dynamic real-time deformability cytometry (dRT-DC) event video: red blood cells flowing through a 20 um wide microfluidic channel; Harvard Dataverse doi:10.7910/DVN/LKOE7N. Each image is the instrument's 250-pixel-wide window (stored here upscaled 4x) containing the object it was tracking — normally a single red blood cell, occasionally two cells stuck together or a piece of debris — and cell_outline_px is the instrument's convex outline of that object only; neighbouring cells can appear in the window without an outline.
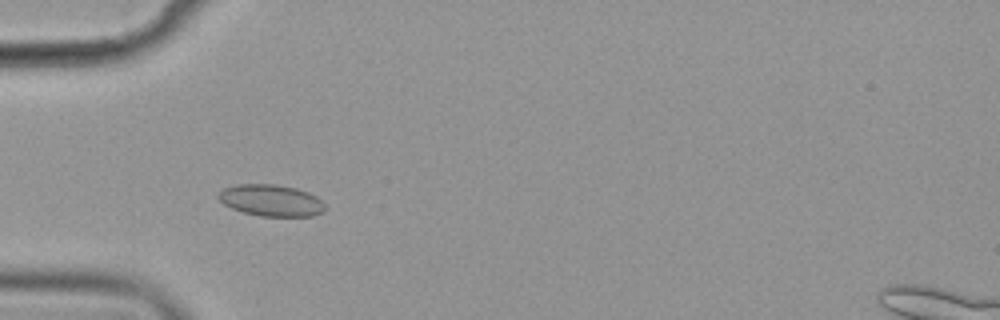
{"species": "common noctule bat (a hibernating species)", "species_latin": "Nyctalus noctula", "temperature_condition": "cold", "stored_images_in_passage": 41, "camera_frame_rate_fps": 3000, "um_per_image_px": 0.085, "animal": {"sex": "female", "body_mass_g": 19.9}, "frame": {"image": 1, "passage_image": 6, "time_ms": 1.667, "image_size_px": [1000, 320], "cell_outline_px": [[324, 212], [312, 216], [260, 216], [244, 212], [232, 208], [224, 204], [216, 196], [224, 188], [236, 184], [276, 184], [296, 188], [308, 192], [316, 196], [324, 204]], "centroid_in_image_um": [23.04, 17.03], "position_along_channel_um": 62.0, "area_um2": 19.59}}
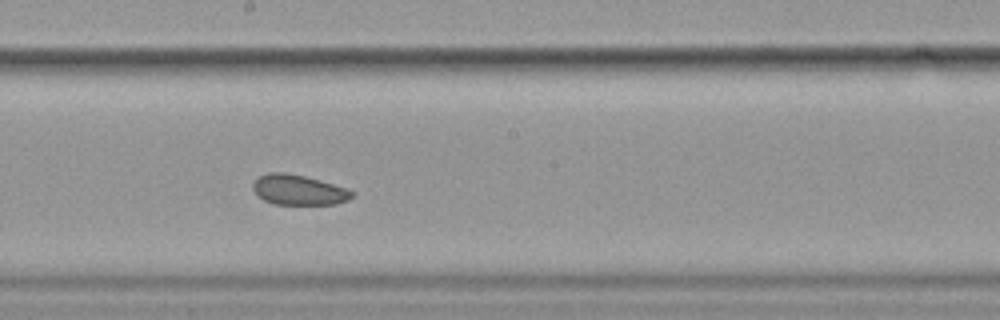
{"frame": {"image": 2, "passage_image": 20, "time_ms": 6.333, "image_size_px": [1000, 320], "cell_outline_px": [[356, 192], [348, 200], [332, 204], [272, 204], [256, 196], [252, 188], [252, 184], [260, 176], [268, 172], [284, 172], [304, 176], [320, 180], [348, 188]], "centroid_in_image_um": [25.36, 16.14], "position_along_channel_um": 222.8, "area_um2": 17.51}}
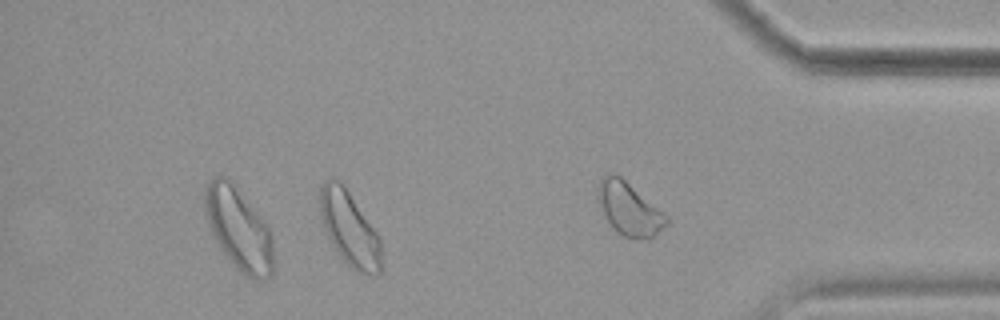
{"frame": {"image": 3, "passage_image": 34, "time_ms": 11.0, "image_size_px": [1000, 320], "cell_outline_px": [[380, 272], [376, 276], [372, 276], [356, 272], [336, 252], [324, 228], [320, 212], [320, 188], [324, 180], [332, 176], [340, 180], [344, 184], [380, 236]], "centroid_in_image_um": [29.7, 19.4], "position_along_channel_um": 405.5, "area_um2": 26.82}, "authors_computed_cell_mechanics": {"area_um2": 18.7272, "velocity_mm_per_s": 3.532, "shape_relaxation_time_tau1_ms": null, "shape_relaxation_time_tau2_ms": 3.0163, "deformation_change_tau1": null, "deformation_change_tau2": 0.0755}}